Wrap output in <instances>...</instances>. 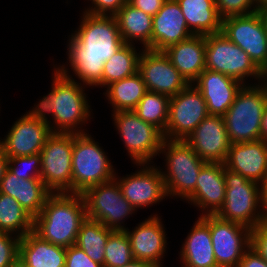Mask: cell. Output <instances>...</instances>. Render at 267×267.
I'll return each instance as SVG.
<instances>
[{
    "label": "cell",
    "instance_id": "d6a6232c",
    "mask_svg": "<svg viewBox=\"0 0 267 267\" xmlns=\"http://www.w3.org/2000/svg\"><path fill=\"white\" fill-rule=\"evenodd\" d=\"M113 232L101 222L86 218L81 224L75 245L95 262L104 265L105 245Z\"/></svg>",
    "mask_w": 267,
    "mask_h": 267
},
{
    "label": "cell",
    "instance_id": "681fc988",
    "mask_svg": "<svg viewBox=\"0 0 267 267\" xmlns=\"http://www.w3.org/2000/svg\"><path fill=\"white\" fill-rule=\"evenodd\" d=\"M9 267H28L20 257H17Z\"/></svg>",
    "mask_w": 267,
    "mask_h": 267
},
{
    "label": "cell",
    "instance_id": "52a82bcc",
    "mask_svg": "<svg viewBox=\"0 0 267 267\" xmlns=\"http://www.w3.org/2000/svg\"><path fill=\"white\" fill-rule=\"evenodd\" d=\"M106 152L86 133H73L72 193L112 180L117 173Z\"/></svg>",
    "mask_w": 267,
    "mask_h": 267
},
{
    "label": "cell",
    "instance_id": "7bdbcfd3",
    "mask_svg": "<svg viewBox=\"0 0 267 267\" xmlns=\"http://www.w3.org/2000/svg\"><path fill=\"white\" fill-rule=\"evenodd\" d=\"M238 267H267V262L250 246L244 252Z\"/></svg>",
    "mask_w": 267,
    "mask_h": 267
},
{
    "label": "cell",
    "instance_id": "cb8c5ba5",
    "mask_svg": "<svg viewBox=\"0 0 267 267\" xmlns=\"http://www.w3.org/2000/svg\"><path fill=\"white\" fill-rule=\"evenodd\" d=\"M205 48V36L193 35L169 46L164 53L184 79L191 84L206 69Z\"/></svg>",
    "mask_w": 267,
    "mask_h": 267
},
{
    "label": "cell",
    "instance_id": "7dc6e473",
    "mask_svg": "<svg viewBox=\"0 0 267 267\" xmlns=\"http://www.w3.org/2000/svg\"><path fill=\"white\" fill-rule=\"evenodd\" d=\"M261 140L267 141V105L265 107L261 122Z\"/></svg>",
    "mask_w": 267,
    "mask_h": 267
},
{
    "label": "cell",
    "instance_id": "5b68a950",
    "mask_svg": "<svg viewBox=\"0 0 267 267\" xmlns=\"http://www.w3.org/2000/svg\"><path fill=\"white\" fill-rule=\"evenodd\" d=\"M165 156V170H161L167 196L187 200L196 187L201 168L207 163L185 140L164 139L159 155Z\"/></svg>",
    "mask_w": 267,
    "mask_h": 267
},
{
    "label": "cell",
    "instance_id": "277c9868",
    "mask_svg": "<svg viewBox=\"0 0 267 267\" xmlns=\"http://www.w3.org/2000/svg\"><path fill=\"white\" fill-rule=\"evenodd\" d=\"M243 85L223 115L230 143L261 140L262 116L267 105L264 82Z\"/></svg>",
    "mask_w": 267,
    "mask_h": 267
},
{
    "label": "cell",
    "instance_id": "9c48e42d",
    "mask_svg": "<svg viewBox=\"0 0 267 267\" xmlns=\"http://www.w3.org/2000/svg\"><path fill=\"white\" fill-rule=\"evenodd\" d=\"M81 195L85 202L87 218L101 222L113 231H126L124 220L135 211L137 212L123 197L115 178L89 187Z\"/></svg>",
    "mask_w": 267,
    "mask_h": 267
},
{
    "label": "cell",
    "instance_id": "484cf974",
    "mask_svg": "<svg viewBox=\"0 0 267 267\" xmlns=\"http://www.w3.org/2000/svg\"><path fill=\"white\" fill-rule=\"evenodd\" d=\"M179 255L183 267H218L209 225L201 217L188 233Z\"/></svg>",
    "mask_w": 267,
    "mask_h": 267
},
{
    "label": "cell",
    "instance_id": "d4e9b609",
    "mask_svg": "<svg viewBox=\"0 0 267 267\" xmlns=\"http://www.w3.org/2000/svg\"><path fill=\"white\" fill-rule=\"evenodd\" d=\"M0 192L17 200L20 205L35 218L41 211L51 192L42 179H22L7 170L0 183Z\"/></svg>",
    "mask_w": 267,
    "mask_h": 267
},
{
    "label": "cell",
    "instance_id": "1f68e13d",
    "mask_svg": "<svg viewBox=\"0 0 267 267\" xmlns=\"http://www.w3.org/2000/svg\"><path fill=\"white\" fill-rule=\"evenodd\" d=\"M33 221L17 200L0 192V232L22 238L33 231Z\"/></svg>",
    "mask_w": 267,
    "mask_h": 267
},
{
    "label": "cell",
    "instance_id": "f546056e",
    "mask_svg": "<svg viewBox=\"0 0 267 267\" xmlns=\"http://www.w3.org/2000/svg\"><path fill=\"white\" fill-rule=\"evenodd\" d=\"M107 87L103 94L111 104L113 112L133 111L147 92L146 85L138 72Z\"/></svg>",
    "mask_w": 267,
    "mask_h": 267
},
{
    "label": "cell",
    "instance_id": "c3c4849f",
    "mask_svg": "<svg viewBox=\"0 0 267 267\" xmlns=\"http://www.w3.org/2000/svg\"><path fill=\"white\" fill-rule=\"evenodd\" d=\"M121 267H155L152 263L142 260H133L125 266Z\"/></svg>",
    "mask_w": 267,
    "mask_h": 267
},
{
    "label": "cell",
    "instance_id": "ee69618b",
    "mask_svg": "<svg viewBox=\"0 0 267 267\" xmlns=\"http://www.w3.org/2000/svg\"><path fill=\"white\" fill-rule=\"evenodd\" d=\"M166 0H131L129 4L152 16L156 15Z\"/></svg>",
    "mask_w": 267,
    "mask_h": 267
},
{
    "label": "cell",
    "instance_id": "d590c367",
    "mask_svg": "<svg viewBox=\"0 0 267 267\" xmlns=\"http://www.w3.org/2000/svg\"><path fill=\"white\" fill-rule=\"evenodd\" d=\"M22 167L26 169H22ZM8 170L18 178L41 179V155L38 153L29 156L8 157Z\"/></svg>",
    "mask_w": 267,
    "mask_h": 267
},
{
    "label": "cell",
    "instance_id": "bcb514c9",
    "mask_svg": "<svg viewBox=\"0 0 267 267\" xmlns=\"http://www.w3.org/2000/svg\"><path fill=\"white\" fill-rule=\"evenodd\" d=\"M8 170V157L0 150V183Z\"/></svg>",
    "mask_w": 267,
    "mask_h": 267
},
{
    "label": "cell",
    "instance_id": "603a6c76",
    "mask_svg": "<svg viewBox=\"0 0 267 267\" xmlns=\"http://www.w3.org/2000/svg\"><path fill=\"white\" fill-rule=\"evenodd\" d=\"M152 24L153 51H164L193 36L176 0H166L153 16Z\"/></svg>",
    "mask_w": 267,
    "mask_h": 267
},
{
    "label": "cell",
    "instance_id": "4dcf8cb0",
    "mask_svg": "<svg viewBox=\"0 0 267 267\" xmlns=\"http://www.w3.org/2000/svg\"><path fill=\"white\" fill-rule=\"evenodd\" d=\"M142 51L137 52L133 44L124 43L121 48L105 62L102 74V87L138 72L139 58Z\"/></svg>",
    "mask_w": 267,
    "mask_h": 267
},
{
    "label": "cell",
    "instance_id": "f35d334b",
    "mask_svg": "<svg viewBox=\"0 0 267 267\" xmlns=\"http://www.w3.org/2000/svg\"><path fill=\"white\" fill-rule=\"evenodd\" d=\"M65 267H104V265L93 261L84 250L72 245L66 248Z\"/></svg>",
    "mask_w": 267,
    "mask_h": 267
},
{
    "label": "cell",
    "instance_id": "d6986e66",
    "mask_svg": "<svg viewBox=\"0 0 267 267\" xmlns=\"http://www.w3.org/2000/svg\"><path fill=\"white\" fill-rule=\"evenodd\" d=\"M158 214L151 215L138 224L132 231L127 227L126 234L135 260L163 267L162 259L167 249L165 228Z\"/></svg>",
    "mask_w": 267,
    "mask_h": 267
},
{
    "label": "cell",
    "instance_id": "8fae6325",
    "mask_svg": "<svg viewBox=\"0 0 267 267\" xmlns=\"http://www.w3.org/2000/svg\"><path fill=\"white\" fill-rule=\"evenodd\" d=\"M73 133H52L40 152L41 179L51 193H72Z\"/></svg>",
    "mask_w": 267,
    "mask_h": 267
},
{
    "label": "cell",
    "instance_id": "ffe728a7",
    "mask_svg": "<svg viewBox=\"0 0 267 267\" xmlns=\"http://www.w3.org/2000/svg\"><path fill=\"white\" fill-rule=\"evenodd\" d=\"M224 163L207 162L200 170L194 193L186 200L201 209L200 216L216 215L225 202Z\"/></svg>",
    "mask_w": 267,
    "mask_h": 267
},
{
    "label": "cell",
    "instance_id": "5bb4252c",
    "mask_svg": "<svg viewBox=\"0 0 267 267\" xmlns=\"http://www.w3.org/2000/svg\"><path fill=\"white\" fill-rule=\"evenodd\" d=\"M200 217L209 225L218 267H238L244 252L251 246L252 230L241 224L220 219L217 215Z\"/></svg>",
    "mask_w": 267,
    "mask_h": 267
},
{
    "label": "cell",
    "instance_id": "9a60e30c",
    "mask_svg": "<svg viewBox=\"0 0 267 267\" xmlns=\"http://www.w3.org/2000/svg\"><path fill=\"white\" fill-rule=\"evenodd\" d=\"M138 73L141 75L147 91L169 97L175 96L189 84L173 66L164 51L142 48Z\"/></svg>",
    "mask_w": 267,
    "mask_h": 267
},
{
    "label": "cell",
    "instance_id": "4fadbf2b",
    "mask_svg": "<svg viewBox=\"0 0 267 267\" xmlns=\"http://www.w3.org/2000/svg\"><path fill=\"white\" fill-rule=\"evenodd\" d=\"M207 104L200 91L191 83L170 97L164 139L186 140L208 116Z\"/></svg>",
    "mask_w": 267,
    "mask_h": 267
},
{
    "label": "cell",
    "instance_id": "44dd1931",
    "mask_svg": "<svg viewBox=\"0 0 267 267\" xmlns=\"http://www.w3.org/2000/svg\"><path fill=\"white\" fill-rule=\"evenodd\" d=\"M224 166L231 172L261 184L267 175V141L232 143Z\"/></svg>",
    "mask_w": 267,
    "mask_h": 267
},
{
    "label": "cell",
    "instance_id": "4316f807",
    "mask_svg": "<svg viewBox=\"0 0 267 267\" xmlns=\"http://www.w3.org/2000/svg\"><path fill=\"white\" fill-rule=\"evenodd\" d=\"M18 257L28 267H65L66 248L44 241L32 231L20 238Z\"/></svg>",
    "mask_w": 267,
    "mask_h": 267
},
{
    "label": "cell",
    "instance_id": "8d00e7d4",
    "mask_svg": "<svg viewBox=\"0 0 267 267\" xmlns=\"http://www.w3.org/2000/svg\"><path fill=\"white\" fill-rule=\"evenodd\" d=\"M215 4L222 19L258 11L254 0H215Z\"/></svg>",
    "mask_w": 267,
    "mask_h": 267
},
{
    "label": "cell",
    "instance_id": "816d5d0a",
    "mask_svg": "<svg viewBox=\"0 0 267 267\" xmlns=\"http://www.w3.org/2000/svg\"><path fill=\"white\" fill-rule=\"evenodd\" d=\"M265 22L266 28H267V6L261 8L260 10H258Z\"/></svg>",
    "mask_w": 267,
    "mask_h": 267
},
{
    "label": "cell",
    "instance_id": "2e32d148",
    "mask_svg": "<svg viewBox=\"0 0 267 267\" xmlns=\"http://www.w3.org/2000/svg\"><path fill=\"white\" fill-rule=\"evenodd\" d=\"M136 166H141V169L131 175L119 177L115 174L114 178L121 188L123 197L136 210L160 203L167 198L161 167L154 164H136Z\"/></svg>",
    "mask_w": 267,
    "mask_h": 267
},
{
    "label": "cell",
    "instance_id": "6da1fadb",
    "mask_svg": "<svg viewBox=\"0 0 267 267\" xmlns=\"http://www.w3.org/2000/svg\"><path fill=\"white\" fill-rule=\"evenodd\" d=\"M79 27L68 39V64L58 71L72 70L82 84L102 87L103 66L124 44L114 16L82 13ZM66 66V67H65Z\"/></svg>",
    "mask_w": 267,
    "mask_h": 267
},
{
    "label": "cell",
    "instance_id": "e0dca14e",
    "mask_svg": "<svg viewBox=\"0 0 267 267\" xmlns=\"http://www.w3.org/2000/svg\"><path fill=\"white\" fill-rule=\"evenodd\" d=\"M51 134L48 124L30 117L26 113L13 123L8 134L1 139V151L7 157L38 154Z\"/></svg>",
    "mask_w": 267,
    "mask_h": 267
},
{
    "label": "cell",
    "instance_id": "ba28073f",
    "mask_svg": "<svg viewBox=\"0 0 267 267\" xmlns=\"http://www.w3.org/2000/svg\"><path fill=\"white\" fill-rule=\"evenodd\" d=\"M205 45L206 69L230 76L243 85L247 84L248 77L258 80L257 83L262 82L263 72L222 32L206 35Z\"/></svg>",
    "mask_w": 267,
    "mask_h": 267
},
{
    "label": "cell",
    "instance_id": "ab89813d",
    "mask_svg": "<svg viewBox=\"0 0 267 267\" xmlns=\"http://www.w3.org/2000/svg\"><path fill=\"white\" fill-rule=\"evenodd\" d=\"M89 6L83 12L92 15L114 16L127 2L126 0H89ZM91 7V8H90Z\"/></svg>",
    "mask_w": 267,
    "mask_h": 267
},
{
    "label": "cell",
    "instance_id": "f1b7e54d",
    "mask_svg": "<svg viewBox=\"0 0 267 267\" xmlns=\"http://www.w3.org/2000/svg\"><path fill=\"white\" fill-rule=\"evenodd\" d=\"M187 26L193 35H209L221 32L222 18L215 0H176Z\"/></svg>",
    "mask_w": 267,
    "mask_h": 267
},
{
    "label": "cell",
    "instance_id": "83f0119b",
    "mask_svg": "<svg viewBox=\"0 0 267 267\" xmlns=\"http://www.w3.org/2000/svg\"><path fill=\"white\" fill-rule=\"evenodd\" d=\"M114 17L124 43L135 45V40L143 45V49L152 50V15L127 2Z\"/></svg>",
    "mask_w": 267,
    "mask_h": 267
},
{
    "label": "cell",
    "instance_id": "b9f144b4",
    "mask_svg": "<svg viewBox=\"0 0 267 267\" xmlns=\"http://www.w3.org/2000/svg\"><path fill=\"white\" fill-rule=\"evenodd\" d=\"M26 113L32 118L49 124L51 122L49 121L50 119H48V117H50L49 114L52 116V120L54 115V104L50 102V94L48 93L43 96V98L39 100L38 104H35L34 107Z\"/></svg>",
    "mask_w": 267,
    "mask_h": 267
},
{
    "label": "cell",
    "instance_id": "f6af8a7d",
    "mask_svg": "<svg viewBox=\"0 0 267 267\" xmlns=\"http://www.w3.org/2000/svg\"><path fill=\"white\" fill-rule=\"evenodd\" d=\"M261 187V201L263 205V217L267 221V175L264 181L260 184Z\"/></svg>",
    "mask_w": 267,
    "mask_h": 267
},
{
    "label": "cell",
    "instance_id": "ac0fdd59",
    "mask_svg": "<svg viewBox=\"0 0 267 267\" xmlns=\"http://www.w3.org/2000/svg\"><path fill=\"white\" fill-rule=\"evenodd\" d=\"M185 141L210 163H224L231 145L224 118L218 115L206 116Z\"/></svg>",
    "mask_w": 267,
    "mask_h": 267
},
{
    "label": "cell",
    "instance_id": "f907efd6",
    "mask_svg": "<svg viewBox=\"0 0 267 267\" xmlns=\"http://www.w3.org/2000/svg\"><path fill=\"white\" fill-rule=\"evenodd\" d=\"M254 1L257 10H260L261 8L267 6V0H254Z\"/></svg>",
    "mask_w": 267,
    "mask_h": 267
},
{
    "label": "cell",
    "instance_id": "74e56055",
    "mask_svg": "<svg viewBox=\"0 0 267 267\" xmlns=\"http://www.w3.org/2000/svg\"><path fill=\"white\" fill-rule=\"evenodd\" d=\"M20 238L0 232V267H9L19 256Z\"/></svg>",
    "mask_w": 267,
    "mask_h": 267
},
{
    "label": "cell",
    "instance_id": "30bf717a",
    "mask_svg": "<svg viewBox=\"0 0 267 267\" xmlns=\"http://www.w3.org/2000/svg\"><path fill=\"white\" fill-rule=\"evenodd\" d=\"M114 116V117H113ZM112 118L133 163L151 164L164 141L163 133L133 111L113 112Z\"/></svg>",
    "mask_w": 267,
    "mask_h": 267
},
{
    "label": "cell",
    "instance_id": "3957f363",
    "mask_svg": "<svg viewBox=\"0 0 267 267\" xmlns=\"http://www.w3.org/2000/svg\"><path fill=\"white\" fill-rule=\"evenodd\" d=\"M53 70L49 93L50 102L54 104L53 123L48 124L51 132L86 133L81 126L92 117V109L84 92L86 86L76 82L68 70L58 71L55 67Z\"/></svg>",
    "mask_w": 267,
    "mask_h": 267
},
{
    "label": "cell",
    "instance_id": "60d3db41",
    "mask_svg": "<svg viewBox=\"0 0 267 267\" xmlns=\"http://www.w3.org/2000/svg\"><path fill=\"white\" fill-rule=\"evenodd\" d=\"M251 247L267 262V221L252 229Z\"/></svg>",
    "mask_w": 267,
    "mask_h": 267
},
{
    "label": "cell",
    "instance_id": "7c38bea8",
    "mask_svg": "<svg viewBox=\"0 0 267 267\" xmlns=\"http://www.w3.org/2000/svg\"><path fill=\"white\" fill-rule=\"evenodd\" d=\"M221 32L244 50L262 72L267 68V28L259 11L222 19Z\"/></svg>",
    "mask_w": 267,
    "mask_h": 267
},
{
    "label": "cell",
    "instance_id": "8992f818",
    "mask_svg": "<svg viewBox=\"0 0 267 267\" xmlns=\"http://www.w3.org/2000/svg\"><path fill=\"white\" fill-rule=\"evenodd\" d=\"M225 202L216 214L220 219L256 228L265 221L260 184L224 169Z\"/></svg>",
    "mask_w": 267,
    "mask_h": 267
},
{
    "label": "cell",
    "instance_id": "e575fe53",
    "mask_svg": "<svg viewBox=\"0 0 267 267\" xmlns=\"http://www.w3.org/2000/svg\"><path fill=\"white\" fill-rule=\"evenodd\" d=\"M134 260L128 235L113 231L105 245L104 267H121Z\"/></svg>",
    "mask_w": 267,
    "mask_h": 267
},
{
    "label": "cell",
    "instance_id": "f5cc1de1",
    "mask_svg": "<svg viewBox=\"0 0 267 267\" xmlns=\"http://www.w3.org/2000/svg\"><path fill=\"white\" fill-rule=\"evenodd\" d=\"M262 82H264L267 85V68L263 71V80Z\"/></svg>",
    "mask_w": 267,
    "mask_h": 267
},
{
    "label": "cell",
    "instance_id": "7402d4cb",
    "mask_svg": "<svg viewBox=\"0 0 267 267\" xmlns=\"http://www.w3.org/2000/svg\"><path fill=\"white\" fill-rule=\"evenodd\" d=\"M203 95L209 115L223 116L243 84L220 72L205 69L192 83Z\"/></svg>",
    "mask_w": 267,
    "mask_h": 267
},
{
    "label": "cell",
    "instance_id": "836d02e7",
    "mask_svg": "<svg viewBox=\"0 0 267 267\" xmlns=\"http://www.w3.org/2000/svg\"><path fill=\"white\" fill-rule=\"evenodd\" d=\"M170 97L147 91L133 112L146 123L158 128L164 135L168 121Z\"/></svg>",
    "mask_w": 267,
    "mask_h": 267
},
{
    "label": "cell",
    "instance_id": "7a4b0ae2",
    "mask_svg": "<svg viewBox=\"0 0 267 267\" xmlns=\"http://www.w3.org/2000/svg\"><path fill=\"white\" fill-rule=\"evenodd\" d=\"M86 218L81 194L51 193L42 211L34 218L33 232L44 241L67 248L75 245L81 224Z\"/></svg>",
    "mask_w": 267,
    "mask_h": 267
}]
</instances>
